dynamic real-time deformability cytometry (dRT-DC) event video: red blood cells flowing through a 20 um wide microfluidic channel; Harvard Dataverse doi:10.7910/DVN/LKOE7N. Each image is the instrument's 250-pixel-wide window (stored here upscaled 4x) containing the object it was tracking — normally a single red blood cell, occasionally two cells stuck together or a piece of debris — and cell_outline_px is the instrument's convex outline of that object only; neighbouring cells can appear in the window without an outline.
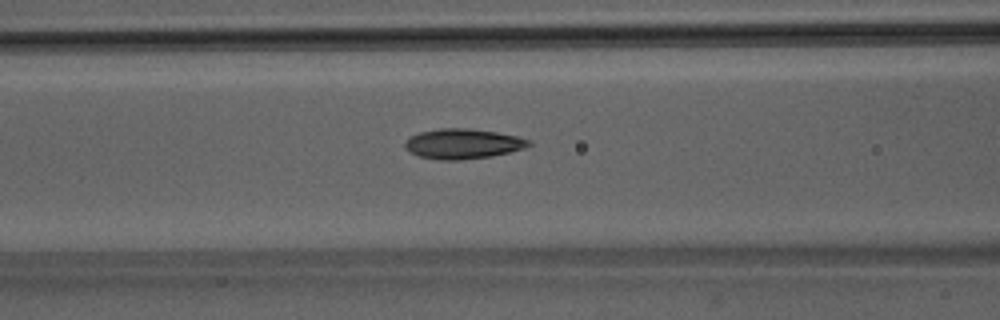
{"species": "Egyptian fruit bat (a non-hibernating species)", "species_latin": "Rousettus aegyptiacus", "temperature_condition": "room temperature", "stored_images_in_passage": 16, "camera_frame_rate_fps": 3000, "um_per_image_px": 0.085, "animal": {"sex": "male"}, "frame": {"image": 1, "passage_image": 9, "time_ms": 2.667, "image_size_px": [1000, 320], "cell_outline_px": [[532, 144], [524, 148], [492, 156], [460, 160], [440, 160], [420, 156], [404, 148], [404, 144], [412, 136], [420, 132], [440, 128], [468, 128], [496, 132], [516, 136], [532, 140]], "centroid_in_image_um": [39.37, 12.22], "position_along_channel_um": 127.2, "area_um2": 21.5}}
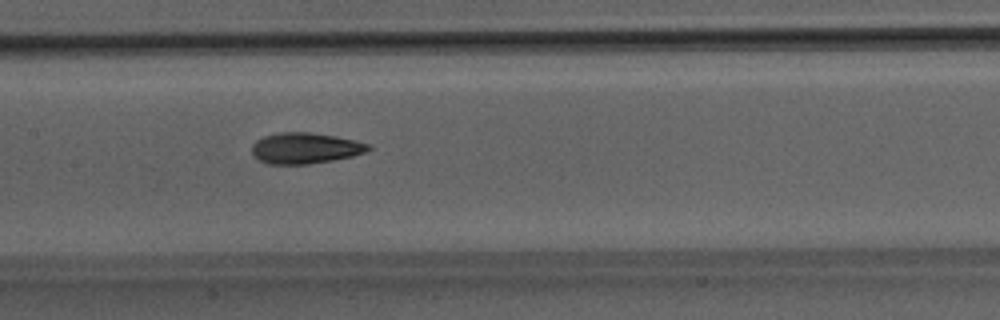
{"frame": {"image": 2, "passage_image": 13, "time_ms": 4.0, "image_size_px": [1000, 320], "cell_outline_px": [[372, 148], [364, 152], [352, 156], [332, 160], [308, 164], [268, 164], [260, 160], [252, 152], [252, 144], [256, 140], [264, 136], [280, 132], [308, 132], [336, 136], [368, 144]], "centroid_in_image_um": [25.91, 12.59], "position_along_channel_um": 181.5, "area_um2": 20.75}}